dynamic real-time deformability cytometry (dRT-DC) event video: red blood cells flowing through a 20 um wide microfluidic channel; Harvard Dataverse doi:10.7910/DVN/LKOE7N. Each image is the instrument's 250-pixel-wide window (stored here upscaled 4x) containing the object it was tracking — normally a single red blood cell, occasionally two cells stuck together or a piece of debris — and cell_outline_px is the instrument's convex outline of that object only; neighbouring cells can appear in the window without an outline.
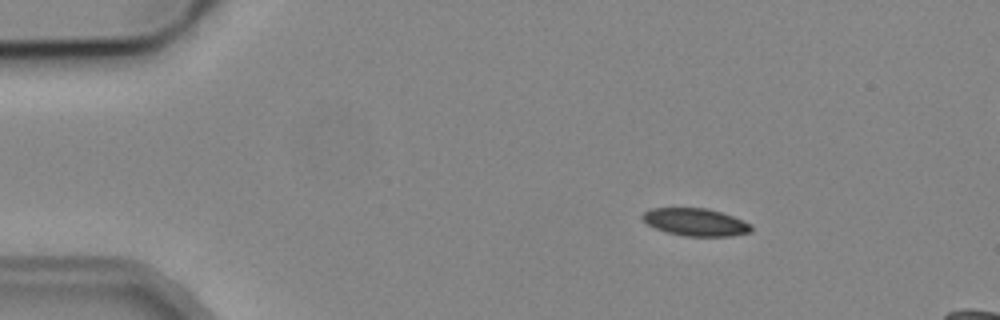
{"species": "common noctule bat (a hibernating species)", "species_latin": "Nyctalus noctula", "temperature_condition": "cold", "stored_images_in_passage": 4, "camera_frame_rate_fps": 3000, "um_per_image_px": 0.085, "animal": {"sex": "male", "body_mass_g": 19.2, "forearm_length_mm": 51.8}, "frame": {"image": 1, "passage_image": 1, "time_ms": 0.0, "image_size_px": [1000, 320], "cell_outline_px": [[752, 232], [732, 236], [684, 236], [668, 232], [656, 228], [648, 224], [640, 216], [644, 212], [652, 208], [708, 208], [732, 216], [752, 224]], "centroid_in_image_um": [59.15, 18.88], "position_along_channel_um": 25.9, "area_um2": 17.4}}